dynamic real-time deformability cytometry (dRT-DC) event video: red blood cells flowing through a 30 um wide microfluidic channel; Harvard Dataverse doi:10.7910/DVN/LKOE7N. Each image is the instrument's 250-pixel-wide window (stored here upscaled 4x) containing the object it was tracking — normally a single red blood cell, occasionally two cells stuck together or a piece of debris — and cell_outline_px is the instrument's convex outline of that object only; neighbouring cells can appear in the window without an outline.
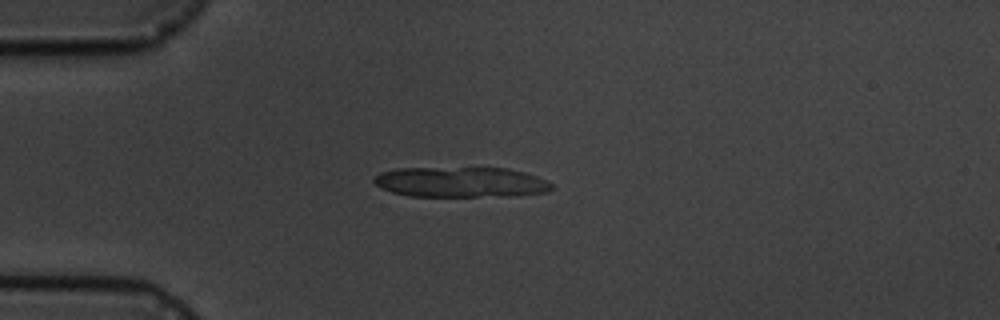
{"species": "common noctule bat (a hibernating species)", "species_latin": "Nyctalus noctula", "temperature_condition": "cold", "stored_images_in_passage": 4, "camera_frame_rate_fps": 3000, "um_per_image_px": 0.085, "animal": {"sex": "male", "body_mass_g": 19.5, "forearm_length_mm": 54.6}, "frame": {"image": 1, "passage_image": 4, "time_ms": 3.333, "image_size_px": [1000, 320], "cell_outline_px": [[556, 188], [548, 192], [516, 196], [408, 196], [392, 192], [376, 184], [372, 180], [380, 172], [396, 168], [508, 168], [524, 172], [548, 180]], "centroid_in_image_um": [39.24, 15.48], "position_along_channel_um": 45.8, "area_um2": 31.62}}